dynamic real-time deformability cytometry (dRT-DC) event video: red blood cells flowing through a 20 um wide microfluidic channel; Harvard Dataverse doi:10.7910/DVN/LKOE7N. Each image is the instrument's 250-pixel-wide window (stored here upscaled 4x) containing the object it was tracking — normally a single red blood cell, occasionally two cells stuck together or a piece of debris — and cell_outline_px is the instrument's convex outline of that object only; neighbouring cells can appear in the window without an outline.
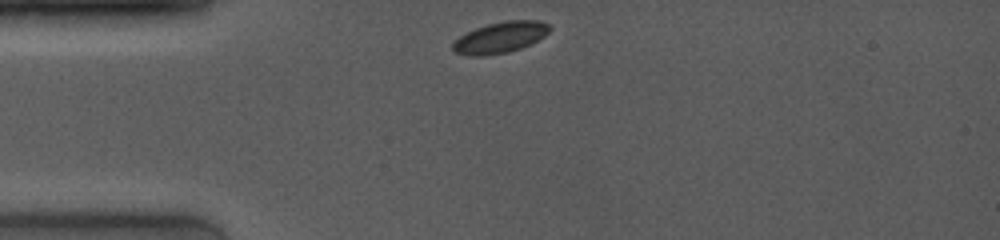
{"species": "common noctule bat (a hibernating species)", "species_latin": "Nyctalus noctula", "temperature_condition": "room temperature", "stored_images_in_passage": 32, "camera_frame_rate_fps": 4000, "um_per_image_px": 0.085, "animal": {"sex": "female", "body_mass_g": 19.0, "forearm_length_mm": 53.3}, "frame": {"image": 1, "passage_image": 1, "time_ms": 0.0, "image_size_px": [1000, 240], "cell_outline_px": [[552, 28], [544, 36], [520, 48], [508, 52], [484, 56], [468, 56], [456, 52], [452, 48], [452, 44], [460, 36], [476, 28], [488, 24], [508, 20], [540, 20], [548, 24]], "centroid_in_image_um": [42.52, 3.18], "position_along_channel_um": 42.5, "area_um2": 17.34}}
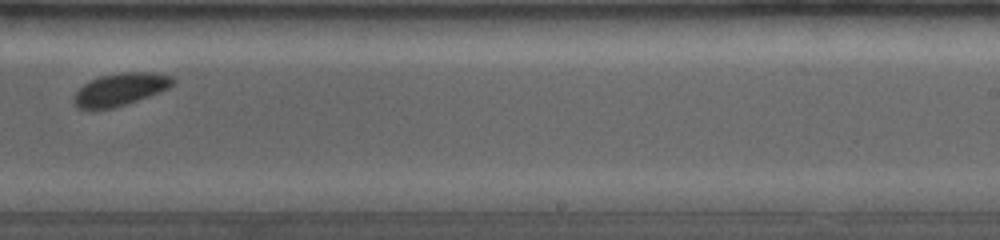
{"frame": {"image": 2, "passage_image": 20, "time_ms": 6.5, "image_size_px": [1000, 240], "cell_outline_px": [[176, 80], [168, 88], [160, 92], [112, 108], [92, 112], [76, 108], [72, 100], [72, 96], [84, 84], [100, 76], [120, 72], [156, 72], [172, 76]], "centroid_in_image_um": [10.16, 7.62], "position_along_channel_um": 278.8, "area_um2": 19.07}}
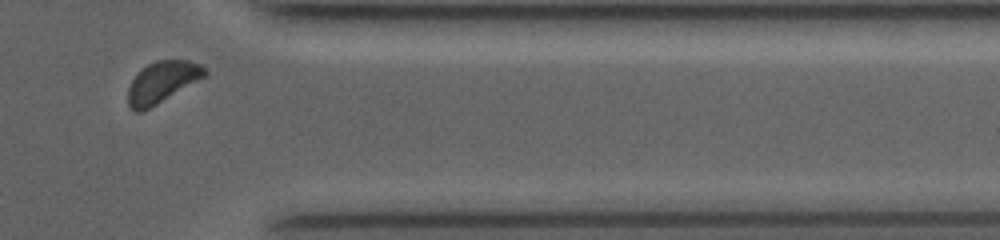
{"frame": {"image": 3, "passage_image": 29, "time_ms": 9.5, "image_size_px": [1000, 240], "cell_outline_px": [[208, 72], [204, 76], [144, 112], [136, 112], [128, 104], [128, 88], [132, 80], [148, 64], [156, 60], [188, 60], [200, 64]], "centroid_in_image_um": [13.76, 6.99], "position_along_channel_um": 397.6, "area_um2": 18.09}, "authors_computed_cell_mechanics": {"area_um2": 18.6405, "velocity_mm_per_s": 4.0063, "shape_relaxation_time_tau1_ms": 0.676, "shape_relaxation_time_tau2_ms": null, "deformation_change_tau1": 0.0381, "deformation_change_tau2": null}}